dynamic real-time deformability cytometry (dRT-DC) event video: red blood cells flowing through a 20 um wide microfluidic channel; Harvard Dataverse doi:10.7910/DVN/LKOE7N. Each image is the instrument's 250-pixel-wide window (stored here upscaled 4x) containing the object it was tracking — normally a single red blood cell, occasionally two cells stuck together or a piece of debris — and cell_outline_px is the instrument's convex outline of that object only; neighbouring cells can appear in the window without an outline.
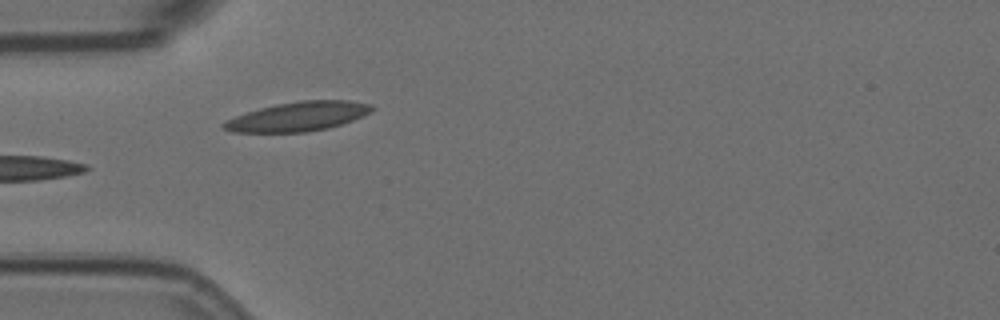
{"species": "Egyptian fruit bat (a non-hibernating species)", "species_latin": "Rousettus aegyptiacus", "temperature_condition": "room temperature", "stored_images_in_passage": 5, "camera_frame_rate_fps": 3000, "um_per_image_px": 0.085, "animal": {"sex": "female"}, "frame": {"image": 1, "passage_image": 4, "time_ms": 1.0, "image_size_px": [1000, 320], "cell_outline_px": [[376, 108], [372, 112], [364, 116], [328, 128], [308, 132], [232, 132], [224, 128], [220, 124], [224, 120], [260, 108], [276, 104], [300, 100], [348, 100], [372, 104]], "centroid_in_image_um": [25.37, 9.89], "position_along_channel_um": 59.6, "area_um2": 25.37}}
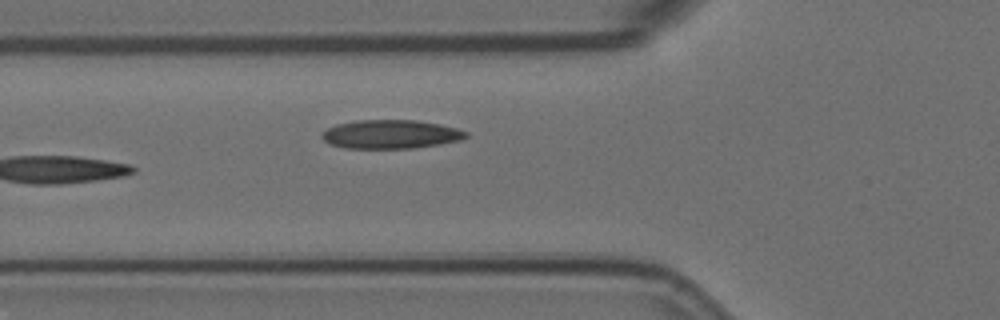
{"frame": {"image": 2, "passage_image": 5, "time_ms": 1.333, "image_size_px": [1000, 320], "cell_outline_px": [[468, 136], [460, 140], [440, 144], [412, 148], [348, 148], [328, 144], [320, 136], [320, 132], [336, 124], [356, 120], [416, 120], [440, 124], [456, 128], [468, 132]], "centroid_in_image_um": [33.18, 11.41], "position_along_channel_um": 92.6, "area_um2": 24.22}}